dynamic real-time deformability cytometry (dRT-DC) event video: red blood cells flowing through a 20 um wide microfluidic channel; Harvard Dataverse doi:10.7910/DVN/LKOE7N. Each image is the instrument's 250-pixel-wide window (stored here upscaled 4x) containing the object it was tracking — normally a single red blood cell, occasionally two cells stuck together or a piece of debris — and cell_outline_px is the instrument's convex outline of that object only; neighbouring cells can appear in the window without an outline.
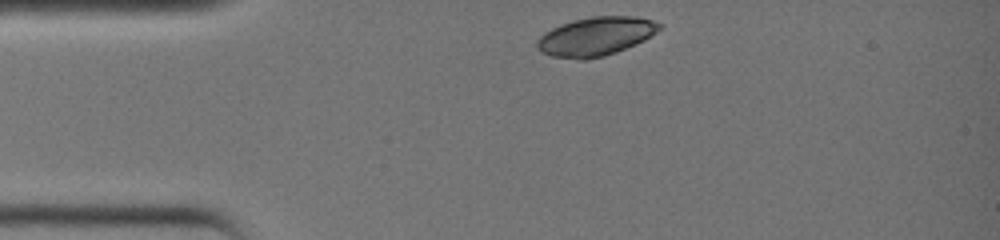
{"species": "common noctule bat (a hibernating species)", "species_latin": "Nyctalus noctula", "temperature_condition": "warm", "stored_images_in_passage": 26, "camera_frame_rate_fps": 3000, "um_per_image_px": 0.085, "animal": {"sex": "female", "body_mass_g": 19.0, "forearm_length_mm": 51.5}, "frame": {"image": 1, "passage_image": 1, "time_ms": 0.0, "image_size_px": [1000, 240], "cell_outline_px": [[664, 24], [656, 32], [644, 40], [636, 44], [616, 52], [604, 56], [588, 60], [580, 60], [552, 56], [540, 52], [536, 48], [536, 40], [544, 32], [560, 24], [572, 20], [592, 16], [636, 16], [652, 20]], "centroid_in_image_um": [50.61, 3.1], "position_along_channel_um": 34.4, "area_um2": 27.92}}
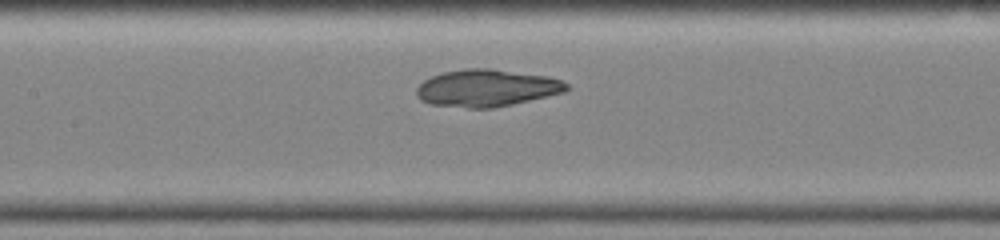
{"frame": {"image": 2, "passage_image": 11, "time_ms": 3.333, "image_size_px": [1000, 240], "cell_outline_px": [[572, 88], [568, 92], [512, 104], [492, 108], [468, 108], [428, 104], [420, 100], [416, 96], [416, 88], [424, 80], [440, 72], [464, 68], [492, 68], [548, 76], [564, 80]], "centroid_in_image_um": [41.4, 7.47], "position_along_channel_um": 166.0, "area_um2": 33.12}}
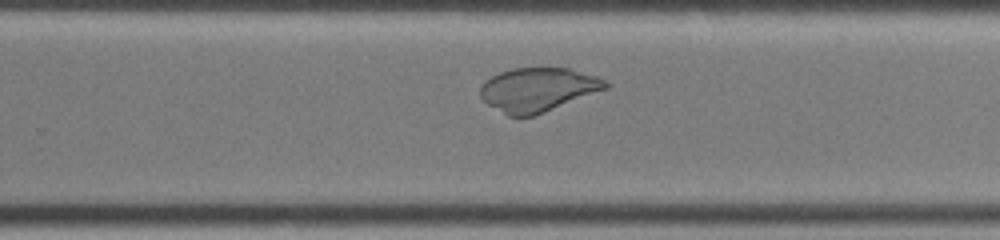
{"frame": {"image": 3, "passage_image": 18, "time_ms": 5.667, "image_size_px": [1000, 240], "cell_outline_px": [[608, 88], [544, 112], [532, 116], [508, 116], [488, 104], [480, 96], [480, 88], [484, 80], [500, 72], [512, 68], [568, 68], [596, 76], [604, 80], [608, 84]], "centroid_in_image_um": [45.69, 7.61], "position_along_channel_um": 284.1, "area_um2": 31.67}}